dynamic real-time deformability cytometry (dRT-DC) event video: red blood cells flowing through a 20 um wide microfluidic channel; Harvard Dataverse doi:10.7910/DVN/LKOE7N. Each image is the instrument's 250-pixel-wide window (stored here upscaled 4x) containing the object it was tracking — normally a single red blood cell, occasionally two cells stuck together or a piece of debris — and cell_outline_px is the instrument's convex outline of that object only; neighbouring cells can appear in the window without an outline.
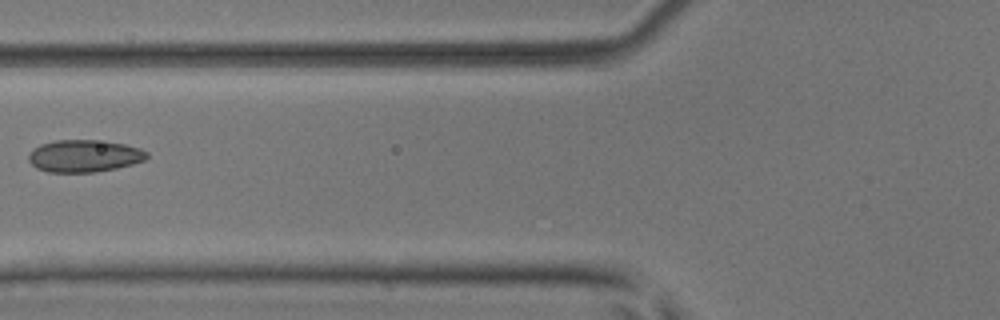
{"species": "common noctule bat (a hibernating species)", "species_latin": "Nyctalus noctula", "temperature_condition": "room temperature", "stored_images_in_passage": 4, "camera_frame_rate_fps": 3000, "um_per_image_px": 0.085, "animal": {"sex": "male", "body_mass_g": 17.9, "forearm_length_mm": 54.2}, "frame": {"image": 1, "passage_image": 4, "time_ms": 1.0, "image_size_px": [1000, 320], "cell_outline_px": [[148, 156], [144, 160], [132, 164], [116, 168], [96, 172], [48, 172], [36, 168], [28, 160], [28, 152], [32, 148], [40, 144], [56, 140], [92, 140], [124, 144], [140, 148], [148, 152]], "centroid_in_image_um": [7.12, 13.26], "position_along_channel_um": 118.7, "area_um2": 22.25}}